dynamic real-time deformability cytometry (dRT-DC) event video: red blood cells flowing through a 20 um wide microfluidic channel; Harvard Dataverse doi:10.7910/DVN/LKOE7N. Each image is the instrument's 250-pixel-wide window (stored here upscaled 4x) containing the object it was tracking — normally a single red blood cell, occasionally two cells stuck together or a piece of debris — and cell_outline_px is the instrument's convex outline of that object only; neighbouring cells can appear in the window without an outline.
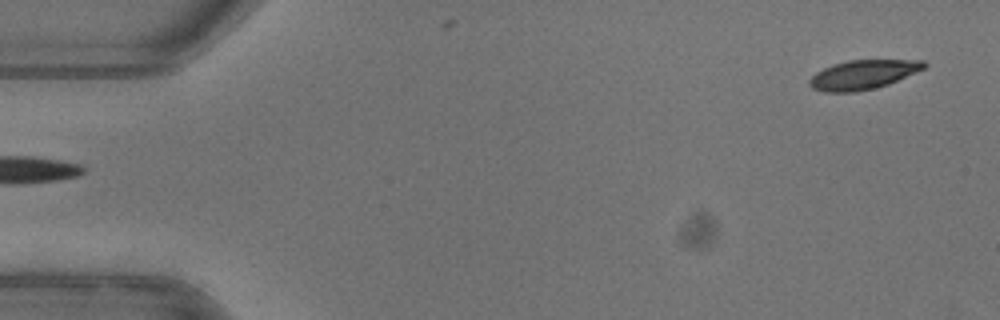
{"species": "common noctule bat (a hibernating species)", "species_latin": "Nyctalus noctula", "temperature_condition": "warm", "stored_images_in_passage": 4, "camera_frame_rate_fps": 3000, "um_per_image_px": 0.085, "animal": {"sex": "female"}, "frame": {"image": 1, "passage_image": 1, "time_ms": 0.0, "image_size_px": [1000, 320], "cell_outline_px": [[928, 64], [924, 68], [888, 84], [876, 88], [856, 92], [824, 92], [812, 88], [808, 84], [808, 80], [816, 72], [824, 68], [848, 60], [924, 60]], "centroid_in_image_um": [73.34, 6.35], "position_along_channel_um": 11.7, "area_um2": 19.42}}